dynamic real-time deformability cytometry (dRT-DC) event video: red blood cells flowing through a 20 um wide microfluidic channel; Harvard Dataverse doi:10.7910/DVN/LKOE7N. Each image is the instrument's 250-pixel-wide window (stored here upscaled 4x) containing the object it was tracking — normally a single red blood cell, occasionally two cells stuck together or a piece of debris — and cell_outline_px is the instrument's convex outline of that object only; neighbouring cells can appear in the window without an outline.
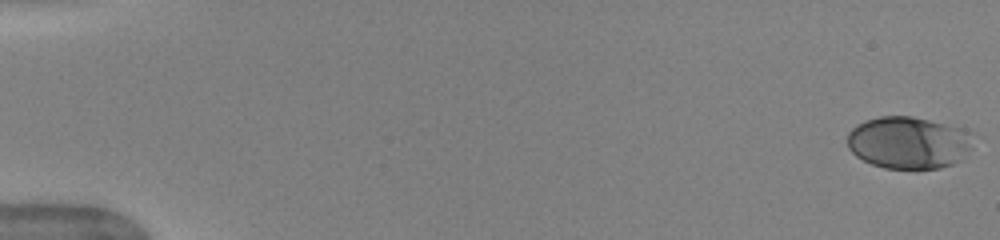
{"species": "human", "species_latin": "Homo sapiens", "temperature_condition": "warm", "stored_images_in_passage": 52, "camera_frame_rate_fps": 3000, "um_per_image_px": 0.085, "donor": {"sex": "female"}, "frame": {"image": 1, "passage_image": 1, "time_ms": 0.0, "image_size_px": [1000, 240], "cell_outline_px": [[972, 148], [964, 160], [940, 168], [884, 168], [872, 164], [856, 156], [848, 148], [848, 132], [852, 128], [864, 120], [880, 116], [912, 116], [928, 120], [956, 128]], "centroid_in_image_um": [77.11, 12.15], "position_along_channel_um": 7.9, "area_um2": 37.34}}
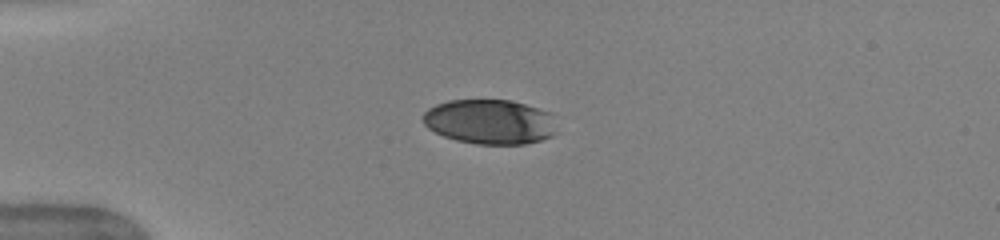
{"frame": {"image": 2, "passage_image": 14, "time_ms": 4.333, "image_size_px": [1000, 240], "cell_outline_px": [[556, 132], [552, 136], [540, 140], [524, 144], [476, 144], [456, 140], [444, 136], [428, 128], [424, 124], [424, 112], [428, 108], [436, 104], [448, 100], [508, 100], [524, 104], [548, 112]], "centroid_in_image_um": [41.59, 10.35], "position_along_channel_um": 43.4, "area_um2": 34.51}}
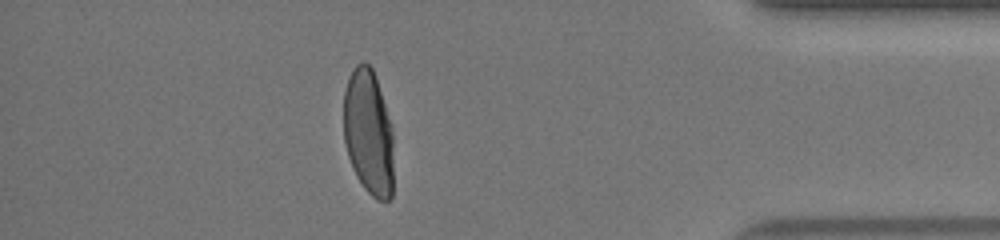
{"frame": {"image": 3, "passage_image": 46, "time_ms": 15.0, "image_size_px": [1000, 240], "cell_outline_px": [[392, 196], [388, 200], [376, 200], [364, 188], [356, 176], [348, 156], [344, 140], [344, 92], [348, 80], [356, 64], [364, 60], [372, 68], [392, 124]], "centroid_in_image_um": [31.32, 11.26], "position_along_channel_um": 403.9, "area_um2": 36.47}, "authors_computed_cell_mechanics": {"area_um2": 38.2636, "velocity_mm_per_s": 3.9828, "shape_relaxation_time_tau1_ms": 3.8667, "shape_relaxation_time_tau2_ms": null, "deformation_change_tau1": 0.1724, "deformation_change_tau2": null}}